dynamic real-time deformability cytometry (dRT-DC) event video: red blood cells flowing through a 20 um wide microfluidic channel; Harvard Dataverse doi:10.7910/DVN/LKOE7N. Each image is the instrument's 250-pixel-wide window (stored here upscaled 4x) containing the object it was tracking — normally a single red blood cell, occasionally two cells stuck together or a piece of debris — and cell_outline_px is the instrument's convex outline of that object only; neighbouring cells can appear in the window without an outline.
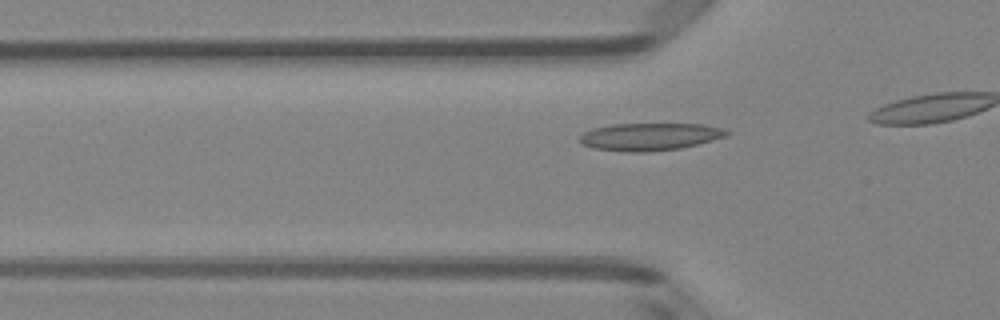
{"species": "Egyptian fruit bat (a non-hibernating species)", "species_latin": "Rousettus aegyptiacus", "temperature_condition": "room temperature", "stored_images_in_passage": 8, "camera_frame_rate_fps": 3000, "um_per_image_px": 0.085, "animal": {"sex": "female"}, "frame": {"image": 1, "passage_image": 3, "time_ms": 0.667, "image_size_px": [1000, 320], "cell_outline_px": [[732, 132], [728, 136], [680, 148], [648, 152], [628, 152], [592, 148], [580, 144], [580, 136], [584, 132], [592, 128], [612, 124], [704, 124], [720, 128]], "centroid_in_image_um": [55.21, 11.62], "position_along_channel_um": 70.6, "area_um2": 23.58}}
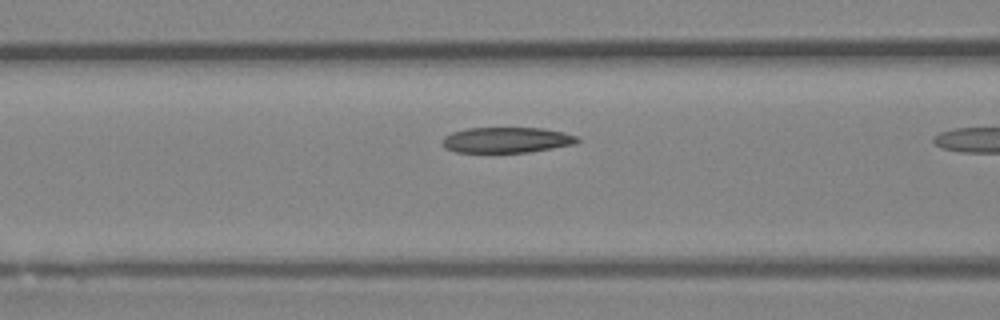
{"frame": {"image": 2, "passage_image": 7, "time_ms": 2.0, "image_size_px": [1000, 320], "cell_outline_px": [[580, 140], [572, 144], [552, 148], [528, 152], [456, 152], [444, 148], [440, 140], [444, 136], [452, 132], [464, 128], [544, 128], [564, 132], [580, 136]], "centroid_in_image_um": [43.03, 11.89], "position_along_channel_um": 123.6, "area_um2": 20.29}}